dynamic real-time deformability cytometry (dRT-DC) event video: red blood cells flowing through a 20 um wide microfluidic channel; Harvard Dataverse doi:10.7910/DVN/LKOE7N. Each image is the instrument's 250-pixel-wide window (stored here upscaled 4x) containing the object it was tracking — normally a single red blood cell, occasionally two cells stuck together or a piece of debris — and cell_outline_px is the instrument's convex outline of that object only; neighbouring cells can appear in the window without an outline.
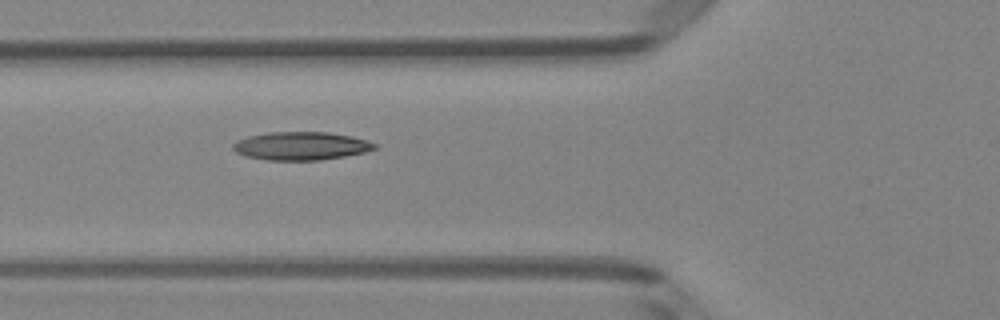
{"species": "Egyptian fruit bat (a non-hibernating species)", "species_latin": "Rousettus aegyptiacus", "temperature_condition": "room temperature", "stored_images_in_passage": 5, "camera_frame_rate_fps": 3000, "um_per_image_px": 0.085, "animal": {"sex": "female"}, "frame": {"image": 1, "passage_image": 5, "time_ms": 1.333, "image_size_px": [1000, 320], "cell_outline_px": [[376, 148], [364, 152], [344, 156], [320, 160], [268, 160], [244, 156], [236, 152], [232, 148], [232, 144], [236, 140], [248, 136], [268, 132], [328, 132], [352, 136], [376, 144]], "centroid_in_image_um": [25.53, 12.4], "position_along_channel_um": 100.3, "area_um2": 23.24}}